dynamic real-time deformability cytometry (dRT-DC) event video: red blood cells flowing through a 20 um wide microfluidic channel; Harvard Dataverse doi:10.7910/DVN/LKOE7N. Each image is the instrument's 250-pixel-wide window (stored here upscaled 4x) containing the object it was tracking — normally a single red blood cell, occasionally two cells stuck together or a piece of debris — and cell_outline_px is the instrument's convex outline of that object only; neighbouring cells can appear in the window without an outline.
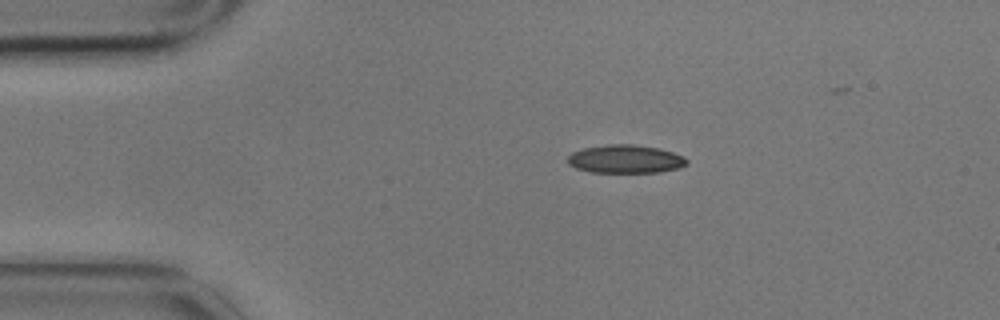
{"species": "common noctule bat (a hibernating species)", "species_latin": "Nyctalus noctula", "temperature_condition": "cold", "stored_images_in_passage": 3, "camera_frame_rate_fps": 3000, "um_per_image_px": 0.085, "animal": {"sex": "male", "body_mass_g": 17.9}, "frame": {"image": 1, "passage_image": 1, "time_ms": 0.0, "image_size_px": [1000, 320], "cell_outline_px": [[688, 164], [680, 168], [660, 172], [592, 172], [576, 168], [568, 164], [568, 156], [572, 152], [584, 148], [608, 144], [632, 144], [660, 148], [684, 156], [688, 160]], "centroid_in_image_um": [53.19, 13.52], "position_along_channel_um": 31.8, "area_um2": 19.71}}